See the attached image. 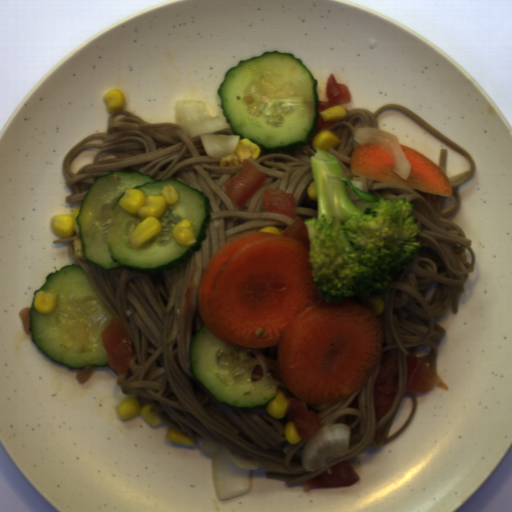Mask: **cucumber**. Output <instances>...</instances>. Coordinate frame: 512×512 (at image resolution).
<instances>
[{"mask_svg": "<svg viewBox=\"0 0 512 512\" xmlns=\"http://www.w3.org/2000/svg\"><path fill=\"white\" fill-rule=\"evenodd\" d=\"M170 184L179 191V201L158 219L160 235L138 248H131L128 234L143 219L128 215L117 204L125 189H141L144 194H160ZM188 218L198 242L192 247L176 245L172 229ZM211 219L210 198L205 192L179 180H158L138 170L111 171L94 179L80 204L75 223L82 256L107 271L124 268L146 274L165 272L192 258L206 238Z\"/></svg>", "mask_w": 512, "mask_h": 512, "instance_id": "8b760119", "label": "cucumber"}, {"mask_svg": "<svg viewBox=\"0 0 512 512\" xmlns=\"http://www.w3.org/2000/svg\"><path fill=\"white\" fill-rule=\"evenodd\" d=\"M318 83L290 51L266 50L226 69L217 93L234 135L279 150L307 144L315 134Z\"/></svg>", "mask_w": 512, "mask_h": 512, "instance_id": "586b57bf", "label": "cucumber"}, {"mask_svg": "<svg viewBox=\"0 0 512 512\" xmlns=\"http://www.w3.org/2000/svg\"><path fill=\"white\" fill-rule=\"evenodd\" d=\"M57 294V309L43 315L33 307L36 291ZM113 313L78 264H69L48 275L31 297L29 329L38 350L71 369L109 366L103 332Z\"/></svg>", "mask_w": 512, "mask_h": 512, "instance_id": "888e309b", "label": "cucumber"}, {"mask_svg": "<svg viewBox=\"0 0 512 512\" xmlns=\"http://www.w3.org/2000/svg\"><path fill=\"white\" fill-rule=\"evenodd\" d=\"M189 351L194 377L218 402L253 409L276 398L277 385L271 374L253 380L259 362L251 357V349L222 342L204 325L192 338Z\"/></svg>", "mask_w": 512, "mask_h": 512, "instance_id": "2a18db57", "label": "cucumber"}]
</instances>
